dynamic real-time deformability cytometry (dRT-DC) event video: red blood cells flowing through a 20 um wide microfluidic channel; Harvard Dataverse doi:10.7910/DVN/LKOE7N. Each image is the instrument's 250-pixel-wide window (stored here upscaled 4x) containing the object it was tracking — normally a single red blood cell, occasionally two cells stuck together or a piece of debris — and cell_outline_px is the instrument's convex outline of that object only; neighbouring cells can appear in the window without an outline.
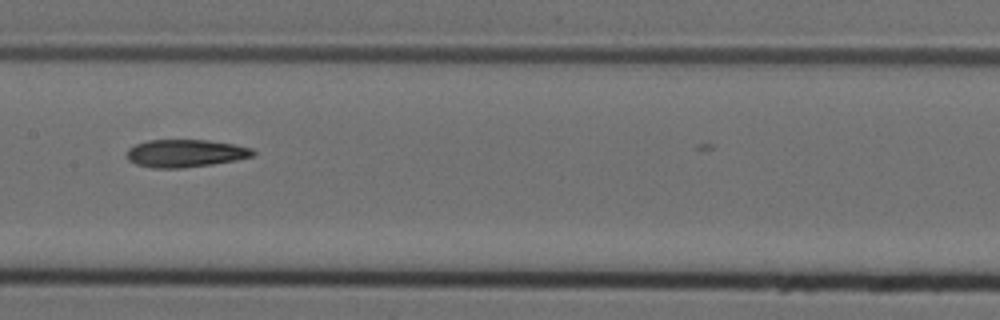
{"species": "Egyptian fruit bat (a non-hibernating species)", "species_latin": "Rousettus aegyptiacus", "temperature_condition": "cold", "stored_images_in_passage": 6, "camera_frame_rate_fps": 3000, "um_per_image_px": 0.085, "animal": {"sex": "female"}, "frame": {"image": 1, "passage_image": 5, "time_ms": 1.333, "image_size_px": [1000, 320], "cell_outline_px": [[256, 156], [236, 160], [212, 164], [184, 168], [152, 168], [136, 164], [128, 160], [128, 148], [136, 144], [148, 140], [208, 140], [232, 144], [252, 148], [256, 152]], "centroid_in_image_um": [15.78, 13.03], "position_along_channel_um": 191.6, "area_um2": 20.4}}